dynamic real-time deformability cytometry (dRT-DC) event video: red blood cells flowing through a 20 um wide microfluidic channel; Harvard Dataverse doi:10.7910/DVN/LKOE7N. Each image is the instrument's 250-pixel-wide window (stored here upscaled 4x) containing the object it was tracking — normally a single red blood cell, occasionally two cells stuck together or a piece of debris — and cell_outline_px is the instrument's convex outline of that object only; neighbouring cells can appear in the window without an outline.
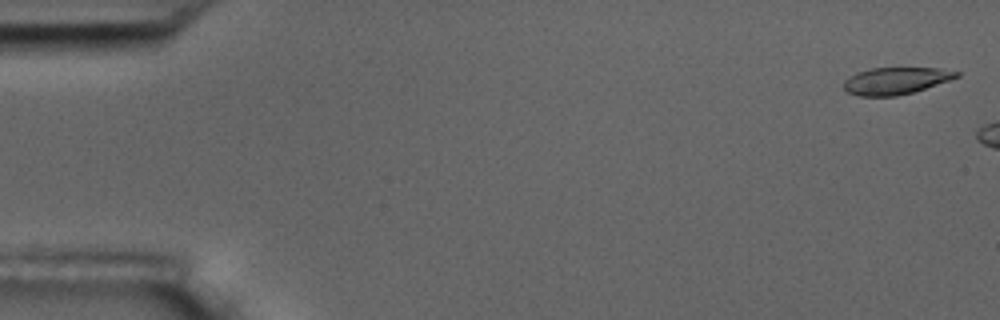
{"species": "common noctule bat (a hibernating species)", "species_latin": "Nyctalus noctula", "temperature_condition": "room temperature", "stored_images_in_passage": 3, "camera_frame_rate_fps": 3000, "um_per_image_px": 0.085, "animal": {"sex": "male", "body_mass_g": 17.5, "forearm_length_mm": 52.3}, "frame": {"image": 1, "passage_image": 1, "time_ms": 0.0, "image_size_px": [1000, 320], "cell_outline_px": [[960, 76], [912, 92], [896, 96], [860, 96], [848, 92], [844, 88], [844, 80], [856, 72], [872, 68], [940, 68], [960, 72]], "centroid_in_image_um": [76.11, 6.86], "position_along_channel_um": 8.9, "area_um2": 17.51}}